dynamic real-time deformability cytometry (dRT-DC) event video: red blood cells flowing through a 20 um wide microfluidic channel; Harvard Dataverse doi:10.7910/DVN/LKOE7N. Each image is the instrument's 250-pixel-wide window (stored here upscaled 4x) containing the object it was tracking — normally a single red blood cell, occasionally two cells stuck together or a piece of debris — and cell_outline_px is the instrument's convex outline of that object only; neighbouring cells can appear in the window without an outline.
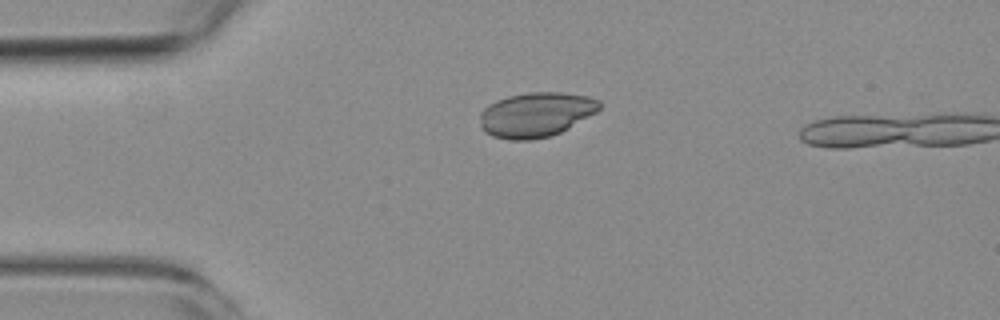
{"species": "common noctule bat (a hibernating species)", "species_latin": "Nyctalus noctula", "temperature_condition": "room temperature", "stored_images_in_passage": 3, "camera_frame_rate_fps": 3000, "um_per_image_px": 0.085, "animal": {"sex": "female", "body_mass_g": 19.3, "forearm_length_mm": 54.1}, "frame": {"image": 1, "passage_image": 1, "time_ms": 0.0, "image_size_px": [1000, 320], "cell_outline_px": [[600, 108], [596, 112], [568, 128], [560, 132], [548, 136], [532, 140], [512, 140], [492, 136], [484, 132], [480, 124], [480, 112], [488, 104], [496, 100], [508, 96], [528, 92], [564, 92], [588, 96], [600, 100]], "centroid_in_image_um": [45.53, 9.73], "position_along_channel_um": 39.5, "area_um2": 31.21}}
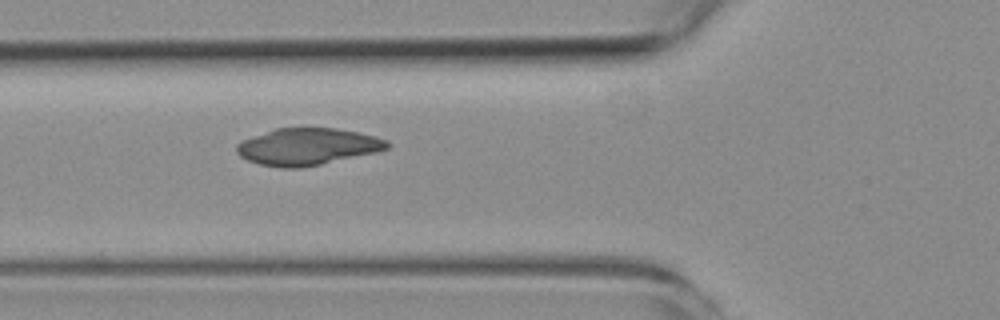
{"frame": {"image": 2, "passage_image": 3, "time_ms": 2.333, "image_size_px": [1000, 320], "cell_outline_px": [[388, 148], [376, 152], [320, 164], [300, 168], [280, 168], [260, 164], [248, 160], [240, 156], [236, 152], [236, 144], [244, 140], [276, 128], [336, 128], [360, 132], [376, 136], [388, 140]], "centroid_in_image_um": [26.15, 12.46], "position_along_channel_um": 99.7, "area_um2": 32.14}}